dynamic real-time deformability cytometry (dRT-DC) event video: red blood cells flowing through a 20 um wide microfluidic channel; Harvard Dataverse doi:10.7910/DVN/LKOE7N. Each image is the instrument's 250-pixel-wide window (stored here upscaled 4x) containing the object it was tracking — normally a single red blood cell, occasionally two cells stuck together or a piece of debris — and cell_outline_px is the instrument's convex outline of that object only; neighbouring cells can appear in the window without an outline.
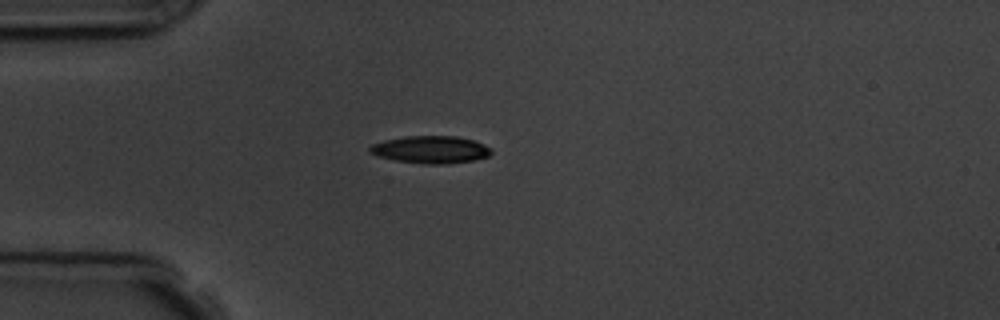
{"species": "common noctule bat (a hibernating species)", "species_latin": "Nyctalus noctula", "temperature_condition": "room temperature", "stored_images_in_passage": 5, "camera_frame_rate_fps": 3000, "um_per_image_px": 0.085, "animal": {"sex": "male", "body_mass_g": 19.5, "forearm_length_mm": 54.6}, "frame": {"image": 1, "passage_image": 1, "time_ms": 0.0, "image_size_px": [1000, 320], "cell_outline_px": [[492, 152], [488, 156], [472, 160], [444, 164], [424, 164], [396, 160], [376, 156], [368, 152], [368, 148], [372, 144], [384, 140], [404, 136], [456, 136], [472, 140], [484, 144], [492, 148]], "centroid_in_image_um": [36.57, 12.71], "position_along_channel_um": 48.4, "area_um2": 19.42}}
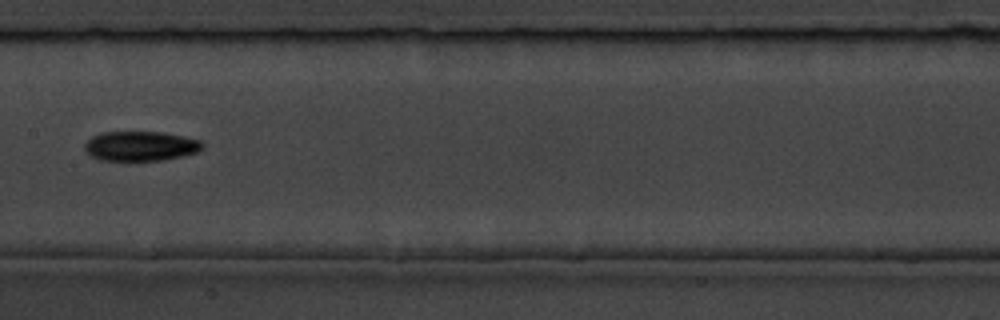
{"frame": {"image": 2, "passage_image": 5, "time_ms": 4.333, "image_size_px": [1000, 320], "cell_outline_px": [[204, 148], [196, 152], [180, 156], [160, 160], [100, 160], [92, 156], [84, 148], [84, 144], [92, 136], [100, 132], [164, 132], [184, 136], [200, 140], [204, 144]], "centroid_in_image_um": [11.95, 12.4], "position_along_channel_um": 195.4, "area_um2": 20.29}}